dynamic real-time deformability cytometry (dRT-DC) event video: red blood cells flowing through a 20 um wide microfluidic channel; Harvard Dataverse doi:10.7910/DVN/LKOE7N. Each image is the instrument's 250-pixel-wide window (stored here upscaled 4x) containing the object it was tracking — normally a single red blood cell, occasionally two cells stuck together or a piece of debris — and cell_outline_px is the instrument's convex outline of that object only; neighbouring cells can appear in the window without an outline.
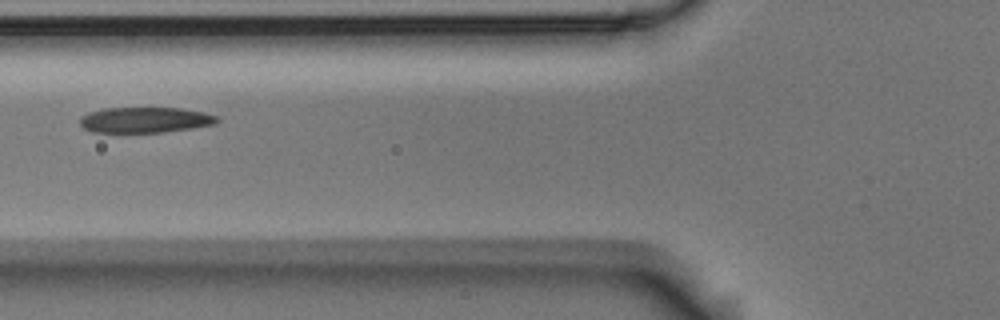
{"species": "Egyptian fruit bat (a non-hibernating species)", "species_latin": "Rousettus aegyptiacus", "temperature_condition": "room temperature", "stored_images_in_passage": 3, "camera_frame_rate_fps": 3000, "um_per_image_px": 0.085, "animal": {"sex": "male"}, "frame": {"image": 1, "passage_image": 3, "time_ms": 0.667, "image_size_px": [1000, 320], "cell_outline_px": [[220, 120], [216, 124], [192, 128], [160, 132], [92, 132], [84, 128], [80, 124], [80, 116], [88, 112], [104, 108], [180, 108], [204, 112], [220, 116]], "centroid_in_image_um": [12.35, 10.19], "position_along_channel_um": 113.4, "area_um2": 20.58}}